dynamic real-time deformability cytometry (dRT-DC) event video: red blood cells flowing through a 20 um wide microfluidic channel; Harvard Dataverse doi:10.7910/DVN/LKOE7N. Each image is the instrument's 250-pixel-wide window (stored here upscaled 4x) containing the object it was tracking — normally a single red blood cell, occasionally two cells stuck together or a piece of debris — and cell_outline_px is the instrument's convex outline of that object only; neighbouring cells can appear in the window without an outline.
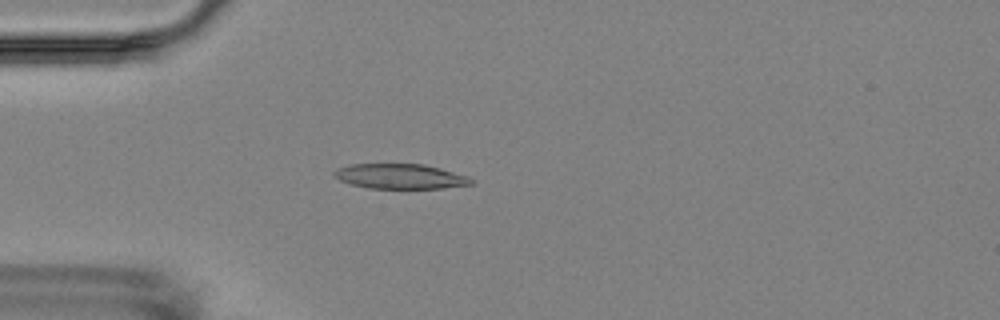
{"species": "Egyptian fruit bat (a non-hibernating species)", "species_latin": "Rousettus aegyptiacus", "temperature_condition": "room temperature", "stored_images_in_passage": 3, "camera_frame_rate_fps": 3000, "um_per_image_px": 0.085, "animal": {"sex": "female"}, "frame": {"image": 1, "passage_image": 3, "time_ms": 3.333, "image_size_px": [1000, 320], "cell_outline_px": [[472, 184], [444, 188], [368, 188], [352, 184], [340, 180], [332, 176], [332, 172], [336, 168], [352, 164], [424, 164], [440, 168], [468, 176], [472, 180]], "centroid_in_image_um": [33.98, 14.98], "position_along_channel_um": 51.0, "area_um2": 19.88}}